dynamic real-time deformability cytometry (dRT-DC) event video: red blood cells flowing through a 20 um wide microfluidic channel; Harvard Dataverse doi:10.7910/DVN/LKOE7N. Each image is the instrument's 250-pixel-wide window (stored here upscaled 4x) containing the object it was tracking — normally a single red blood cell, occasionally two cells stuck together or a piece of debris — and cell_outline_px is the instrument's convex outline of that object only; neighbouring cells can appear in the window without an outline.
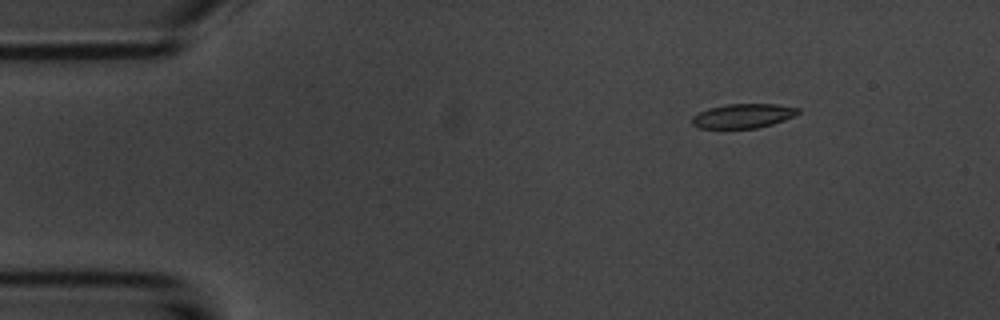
{"species": "common noctule bat (a hibernating species)", "species_latin": "Nyctalus noctula", "temperature_condition": "room temperature", "stored_images_in_passage": 3, "camera_frame_rate_fps": 3000, "um_per_image_px": 0.085, "animal": {"sex": "male", "body_mass_g": 20.1, "forearm_length_mm": 53.5}, "frame": {"image": 1, "passage_image": 1, "time_ms": 0.0, "image_size_px": [1000, 320], "cell_outline_px": [[800, 112], [784, 120], [772, 124], [756, 128], [700, 128], [692, 124], [692, 116], [708, 108], [724, 104], [776, 104], [800, 108]], "centroid_in_image_um": [63.15, 9.84], "position_along_channel_um": 21.8, "area_um2": 14.97}}
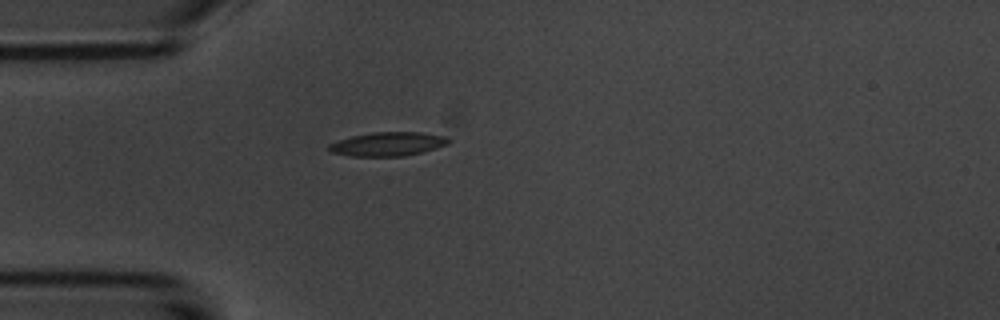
{"frame": {"image": 2, "passage_image": 3, "time_ms": 2.667, "image_size_px": [1000, 320], "cell_outline_px": [[452, 140], [448, 144], [436, 148], [404, 156], [352, 156], [332, 152], [328, 148], [328, 144], [352, 136], [372, 132], [420, 132], [448, 136]], "centroid_in_image_um": [33.02, 12.23], "position_along_channel_um": 52.0, "area_um2": 16.59}}